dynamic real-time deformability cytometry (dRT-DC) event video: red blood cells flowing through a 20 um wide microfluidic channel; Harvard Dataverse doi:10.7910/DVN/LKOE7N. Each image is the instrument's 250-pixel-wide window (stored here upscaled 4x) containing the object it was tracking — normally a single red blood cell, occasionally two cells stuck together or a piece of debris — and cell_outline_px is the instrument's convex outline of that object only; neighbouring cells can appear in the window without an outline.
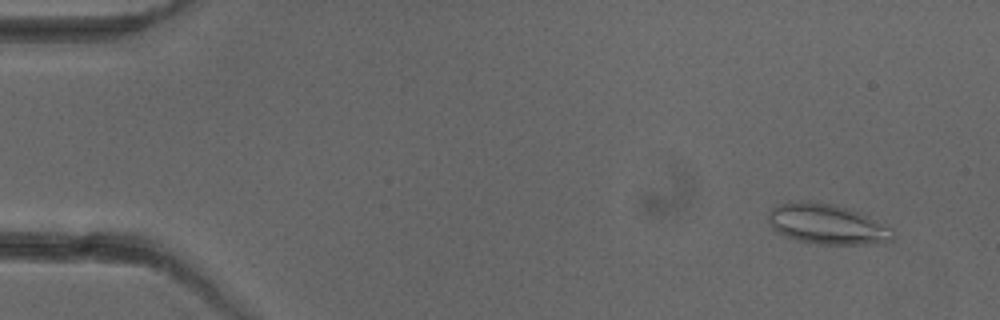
{"species": "common noctule bat (a hibernating species)", "species_latin": "Nyctalus noctula", "temperature_condition": "cold", "stored_images_in_passage": 4, "camera_frame_rate_fps": 3000, "um_per_image_px": 0.085, "animal": {"sex": "female"}, "frame": {"image": 1, "passage_image": 1, "time_ms": 0.0, "image_size_px": [1000, 320], "cell_outline_px": [[896, 236], [892, 240], [884, 244], [816, 244], [796, 240], [776, 232], [772, 228], [768, 220], [768, 212], [772, 208], [788, 200], [808, 200], [832, 204], [848, 208], [860, 212], [892, 228], [896, 232]], "centroid_in_image_um": [70.32, 19.05], "position_along_channel_um": 14.7, "area_um2": 29.82}}